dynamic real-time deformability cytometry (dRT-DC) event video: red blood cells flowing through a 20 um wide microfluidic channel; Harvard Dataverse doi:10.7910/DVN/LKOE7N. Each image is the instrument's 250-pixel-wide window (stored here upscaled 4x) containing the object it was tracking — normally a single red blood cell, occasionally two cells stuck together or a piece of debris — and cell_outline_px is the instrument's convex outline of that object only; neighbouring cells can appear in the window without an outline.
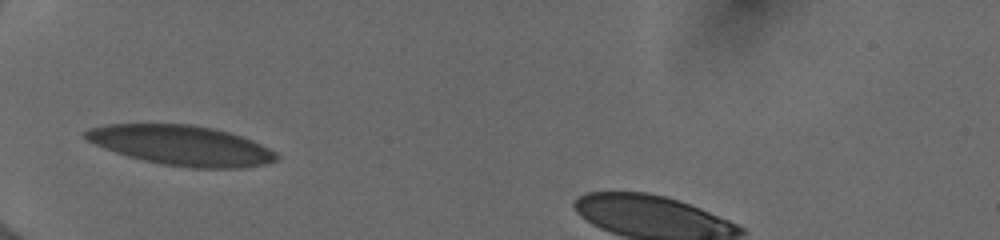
{"species": "human", "species_latin": "Homo sapiens", "temperature_condition": "cold", "stored_images_in_passage": 31, "camera_frame_rate_fps": 3000, "um_per_image_px": 0.085, "donor": {"sex": "female"}, "frame": {"image": 1, "passage_image": 1, "time_ms": 0.0, "image_size_px": [1000, 240], "cell_outline_px": [[280, 160], [264, 164], [244, 168], [192, 168], [160, 164], [128, 156], [116, 152], [96, 144], [88, 140], [84, 136], [84, 132], [88, 128], [108, 124], [188, 124], [212, 128], [228, 132], [252, 140], [276, 152], [280, 156]], "centroid_in_image_um": [15.46, 12.36], "position_along_channel_um": 69.5, "area_um2": 44.27}}
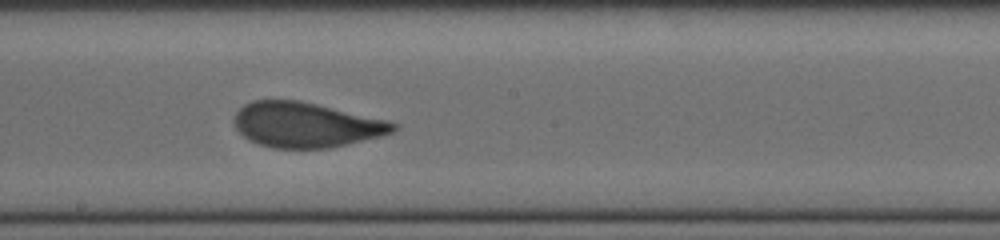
{"frame": {"image": 2, "passage_image": 13, "time_ms": 4.0, "image_size_px": [1000, 240], "cell_outline_px": [[400, 124], [392, 132], [380, 136], [348, 144], [328, 148], [272, 148], [248, 140], [236, 128], [232, 120], [236, 112], [244, 104], [252, 100], [300, 100], [384, 120]], "centroid_in_image_um": [25.95, 10.61], "position_along_channel_um": 222.3, "area_um2": 41.5}}
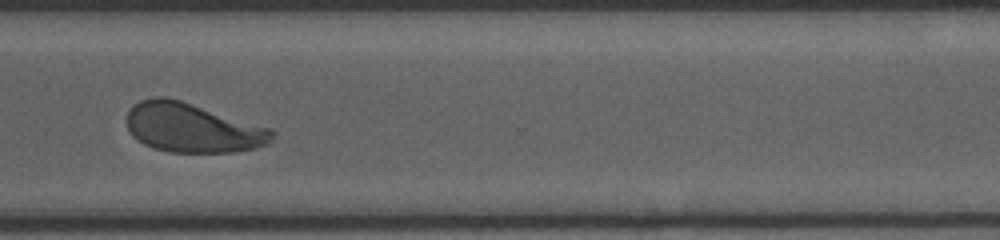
{"frame": {"image": 3, "passage_image": 23, "time_ms": 7.333, "image_size_px": [1000, 240], "cell_outline_px": [[276, 132], [272, 140], [268, 144], [256, 148], [236, 152], [168, 152], [152, 148], [136, 140], [132, 136], [128, 128], [128, 112], [140, 100], [156, 96], [164, 96], [180, 100], [272, 128]], "centroid_in_image_um": [16.39, 10.87], "position_along_channel_um": 354.2, "area_um2": 41.91}, "authors_computed_cell_mechanics": {"area_um2": 41.905, "velocity_mm_per_s": 3.9769, "shape_relaxation_time_tau1_ms": 3.7474, "shape_relaxation_time_tau2_ms": 0.8099, "deformation_change_tau1": 0.1661, "deformation_change_tau2": 0.0465}}